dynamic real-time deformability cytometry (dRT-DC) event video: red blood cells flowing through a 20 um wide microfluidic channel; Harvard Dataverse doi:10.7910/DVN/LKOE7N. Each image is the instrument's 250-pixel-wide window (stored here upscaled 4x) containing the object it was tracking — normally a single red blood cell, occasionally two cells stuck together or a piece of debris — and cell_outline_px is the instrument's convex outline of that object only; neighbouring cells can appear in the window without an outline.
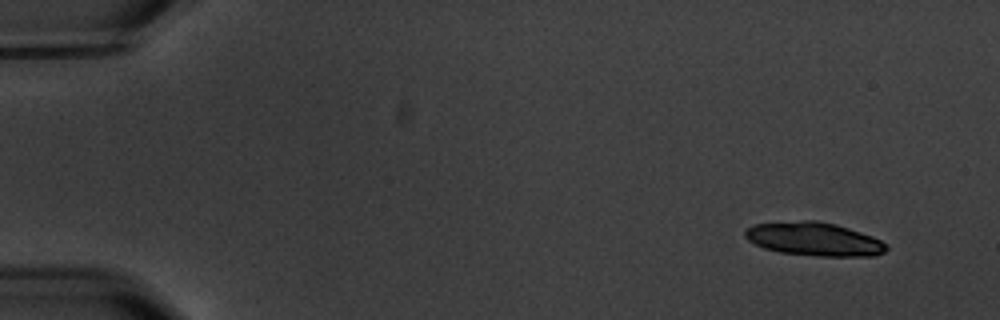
{"species": "common noctule bat (a hibernating species)", "species_latin": "Nyctalus noctula", "temperature_condition": "warm", "stored_images_in_passage": 6, "camera_frame_rate_fps": 3000, "um_per_image_px": 0.085, "animal": {"sex": "male", "body_mass_g": 20.1, "forearm_length_mm": 53.5}, "frame": {"image": 1, "passage_image": 2, "time_ms": 1.0, "image_size_px": [1000, 320], "cell_outline_px": [[888, 248], [884, 252], [876, 256], [816, 256], [780, 252], [764, 248], [748, 240], [744, 236], [744, 232], [752, 224], [804, 220], [816, 220], [836, 224], [872, 236], [888, 244]], "centroid_in_image_um": [69.21, 20.32], "position_along_channel_um": 15.8, "area_um2": 27.63}}
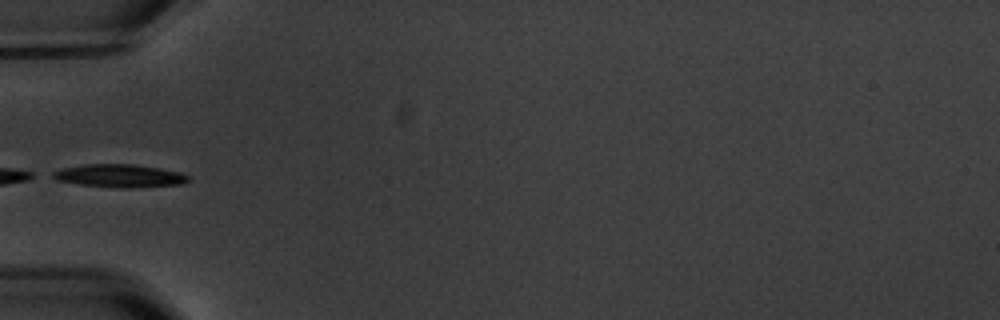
{"frame": {"image": 2, "passage_image": 6, "time_ms": 6.333, "image_size_px": [1000, 320], "cell_outline_px": [[192, 180], [180, 184], [132, 188], [120, 188], [80, 184], [56, 180], [48, 176], [52, 172], [64, 168], [84, 164], [132, 164], [160, 168], [180, 172], [192, 176]], "centroid_in_image_um": [10.19, 14.94], "position_along_channel_um": 74.8, "area_um2": 18.32}}